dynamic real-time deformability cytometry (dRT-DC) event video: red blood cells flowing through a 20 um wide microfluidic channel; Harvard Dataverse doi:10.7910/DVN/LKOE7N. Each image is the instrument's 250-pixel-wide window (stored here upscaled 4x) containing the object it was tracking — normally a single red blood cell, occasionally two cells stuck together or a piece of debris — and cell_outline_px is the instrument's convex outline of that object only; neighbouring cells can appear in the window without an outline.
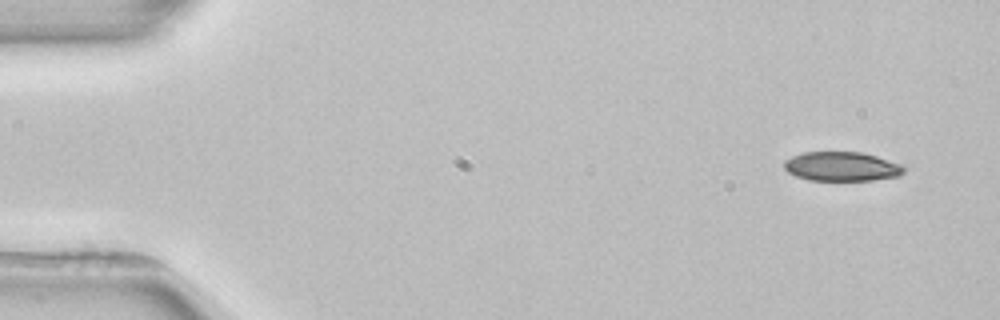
{"species": "common noctule bat (a hibernating species)", "species_latin": "Nyctalus noctula", "temperature_condition": "room temperature", "stored_images_in_passage": 3, "camera_frame_rate_fps": 3000, "um_per_image_px": 0.085, "animal": {"sex": "female", "body_mass_g": 22.7, "forearm_length_mm": 54.2}, "frame": {"image": 1, "passage_image": 1, "time_ms": 0.0, "image_size_px": [1000, 320], "cell_outline_px": [[904, 172], [900, 176], [872, 180], [808, 180], [796, 176], [788, 172], [784, 168], [784, 160], [792, 156], [804, 152], [864, 152], [900, 164], [904, 168]], "centroid_in_image_um": [71.53, 14.15], "position_along_channel_um": 13.5, "area_um2": 20.4}}
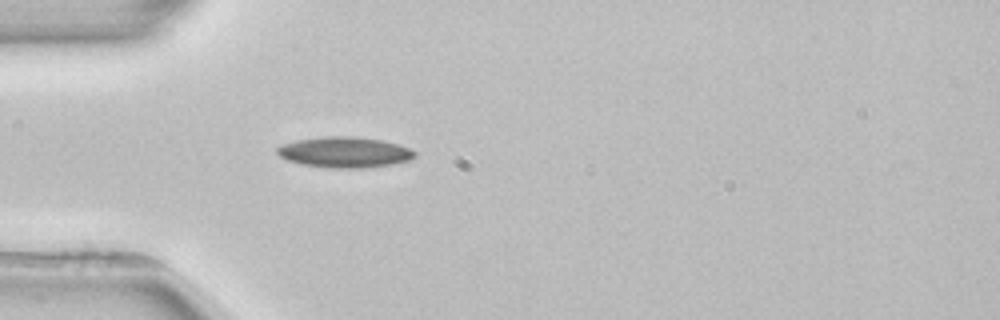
{"frame": {"image": 2, "passage_image": 3, "time_ms": 4.0, "image_size_px": [1000, 320], "cell_outline_px": [[416, 156], [408, 160], [392, 164], [364, 168], [328, 168], [304, 164], [288, 160], [280, 156], [276, 152], [276, 148], [284, 144], [296, 140], [324, 136], [348, 136], [384, 140], [400, 144], [416, 152]], "centroid_in_image_um": [29.31, 12.93], "position_along_channel_um": 55.7, "area_um2": 24.57}}